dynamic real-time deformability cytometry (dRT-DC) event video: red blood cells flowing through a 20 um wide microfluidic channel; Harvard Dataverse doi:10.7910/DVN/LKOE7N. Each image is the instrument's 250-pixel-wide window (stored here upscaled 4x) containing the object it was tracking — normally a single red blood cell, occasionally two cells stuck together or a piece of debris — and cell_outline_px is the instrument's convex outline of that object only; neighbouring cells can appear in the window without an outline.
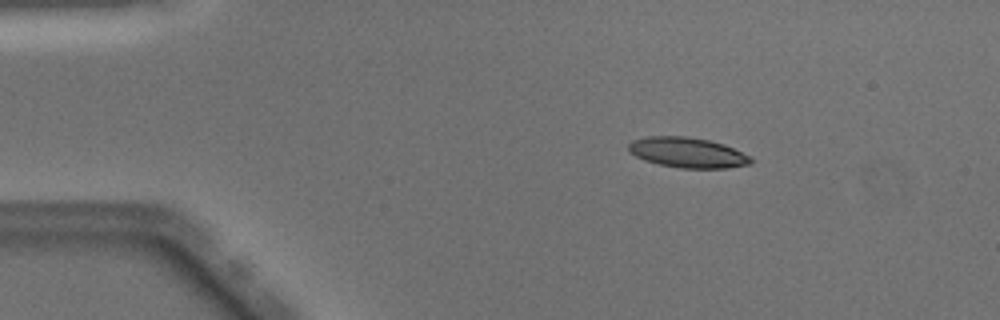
{"species": "Egyptian fruit bat (a non-hibernating species)", "species_latin": "Rousettus aegyptiacus", "temperature_condition": "warm", "stored_images_in_passage": 42, "camera_frame_rate_fps": 3000, "um_per_image_px": 0.085, "animal": {"sex": "male"}, "frame": {"image": 1, "passage_image": 1, "time_ms": 0.0, "image_size_px": [1000, 320], "cell_outline_px": [[752, 164], [724, 168], [680, 168], [660, 164], [644, 160], [628, 152], [628, 144], [632, 140], [644, 136], [688, 136], [708, 140], [724, 144], [752, 156]], "centroid_in_image_um": [58.43, 12.96], "position_along_channel_um": 26.6, "area_um2": 21.73}}
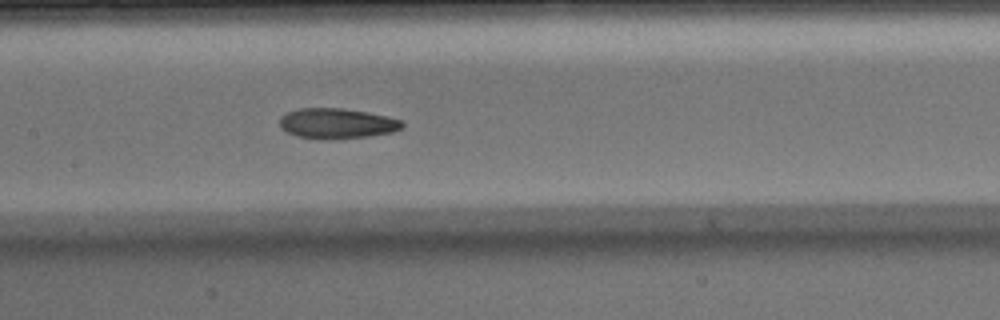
{"frame": {"image": 2, "passage_image": 17, "time_ms": 5.333, "image_size_px": [1000, 320], "cell_outline_px": [[404, 124], [400, 128], [392, 132], [372, 136], [296, 136], [280, 128], [280, 116], [296, 108], [344, 108], [368, 112], [388, 116], [404, 120]], "centroid_in_image_um": [28.67, 10.43], "position_along_channel_um": 178.7, "area_um2": 20.87}}
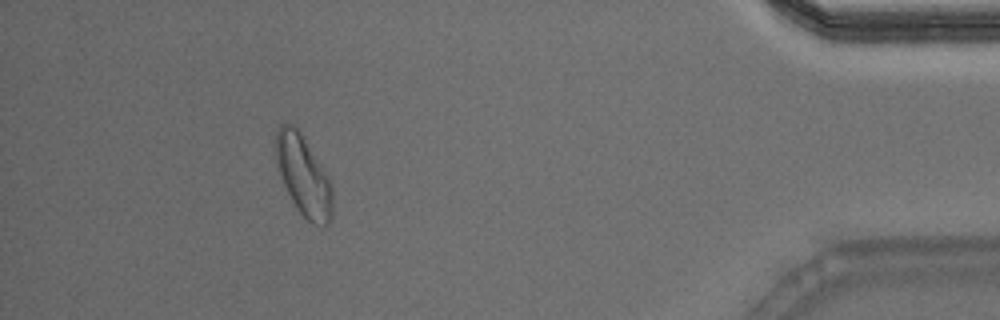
{"frame": {"image": 3, "passage_image": 38, "time_ms": 12.333, "image_size_px": [1000, 320], "cell_outline_px": [[332, 216], [328, 224], [324, 228], [308, 220], [296, 208], [284, 184], [276, 160], [276, 128], [280, 124], [292, 124], [304, 136], [324, 172], [332, 188]], "centroid_in_image_um": [25.79, 14.94], "position_along_channel_um": 409.4, "area_um2": 25.95}, "authors_computed_cell_mechanics": {"area_um2": 21.964, "velocity_mm_per_s": 4.0629, "shape_relaxation_time_tau1_ms": 7.7011, "shape_relaxation_time_tau2_ms": 2.5922, "deformation_change_tau1": 0.2107, "deformation_change_tau2": 0.0991}}